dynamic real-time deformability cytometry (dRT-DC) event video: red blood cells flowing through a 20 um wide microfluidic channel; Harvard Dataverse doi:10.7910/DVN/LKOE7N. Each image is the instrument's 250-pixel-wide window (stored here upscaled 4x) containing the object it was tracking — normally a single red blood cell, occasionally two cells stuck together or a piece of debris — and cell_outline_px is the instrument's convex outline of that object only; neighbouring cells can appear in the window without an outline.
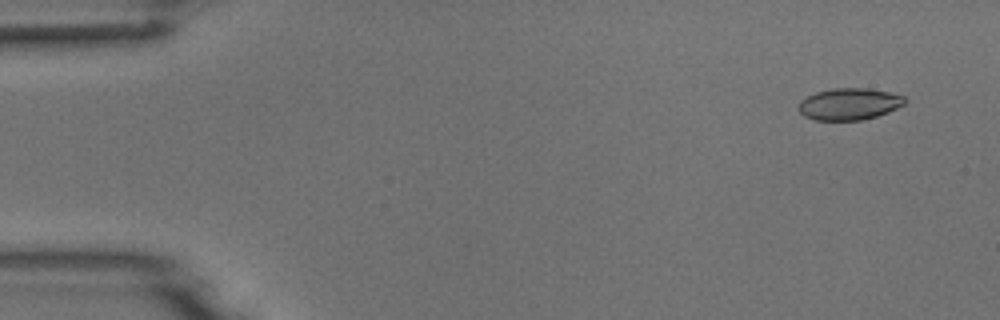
{"species": "common noctule bat (a hibernating species)", "species_latin": "Nyctalus noctula", "temperature_condition": "room temperature", "stored_images_in_passage": 6, "camera_frame_rate_fps": 3000, "um_per_image_px": 0.085, "animal": {"sex": "male", "body_mass_g": 18.8}, "frame": {"image": 1, "passage_image": 2, "time_ms": 1.0, "image_size_px": [1000, 320], "cell_outline_px": [[904, 104], [888, 112], [876, 116], [860, 120], [812, 120], [804, 116], [800, 112], [800, 100], [816, 92], [832, 88], [868, 88], [892, 92], [904, 96]], "centroid_in_image_um": [72.18, 8.83], "position_along_channel_um": 12.8, "area_um2": 19.59}}
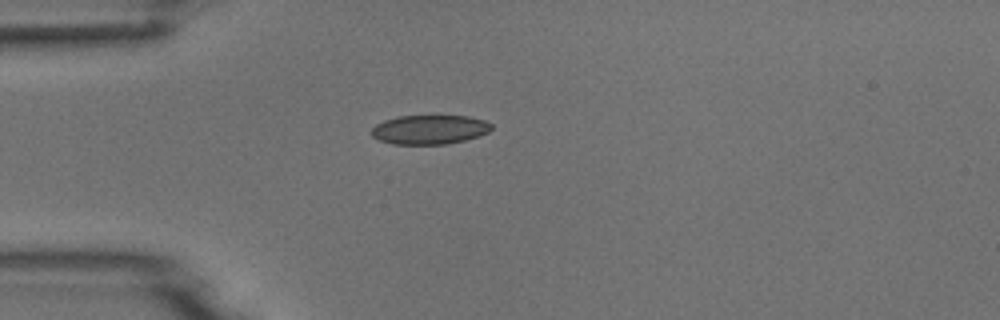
{"frame": {"image": 2, "passage_image": 5, "time_ms": 4.667, "image_size_px": [1000, 320], "cell_outline_px": [[492, 128], [488, 132], [464, 140], [448, 144], [392, 144], [380, 140], [372, 136], [368, 132], [376, 124], [384, 120], [396, 116], [468, 116], [484, 120], [492, 124]], "centroid_in_image_um": [36.47, 11.01], "position_along_channel_um": 48.5, "area_um2": 20.46}}